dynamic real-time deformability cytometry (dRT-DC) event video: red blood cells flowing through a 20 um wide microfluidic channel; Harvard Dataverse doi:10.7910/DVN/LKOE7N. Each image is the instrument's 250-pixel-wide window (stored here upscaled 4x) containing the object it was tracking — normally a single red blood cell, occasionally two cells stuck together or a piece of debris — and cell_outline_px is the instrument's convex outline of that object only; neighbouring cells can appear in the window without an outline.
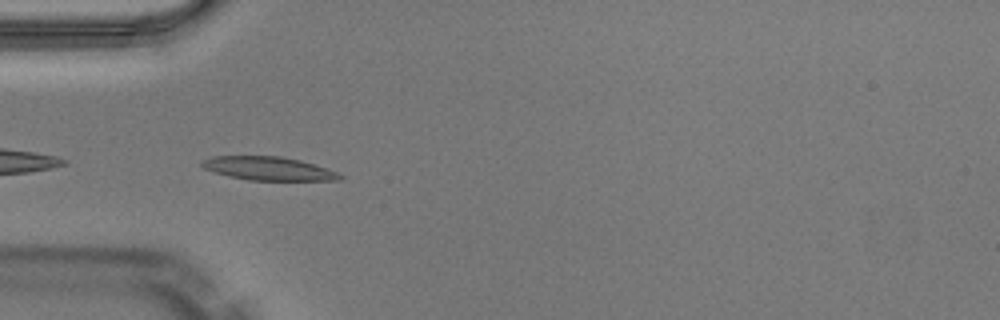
{"species": "Egyptian fruit bat (a non-hibernating species)", "species_latin": "Rousettus aegyptiacus", "temperature_condition": "warm", "stored_images_in_passage": 35, "camera_frame_rate_fps": 3000, "um_per_image_px": 0.085, "animal": {"sex": "male"}, "frame": {"image": 1, "passage_image": 1, "time_ms": 0.0, "image_size_px": [1000, 320], "cell_outline_px": [[344, 180], [248, 180], [216, 172], [204, 168], [200, 164], [204, 160], [212, 156], [280, 156], [300, 160], [328, 168], [344, 176]], "centroid_in_image_um": [22.88, 14.32], "position_along_channel_um": 62.1, "area_um2": 18.73}, "authors_computed_cell_mechanics": {"area_um2": 18.7272, "velocity_mm_per_s": 4.0839, "shape_relaxation_time_tau1_ms": 8.8051, "shape_relaxation_time_tau2_ms": 2.9865, "deformation_change_tau1": 0.24, "deformation_change_tau2": 0.0585}}